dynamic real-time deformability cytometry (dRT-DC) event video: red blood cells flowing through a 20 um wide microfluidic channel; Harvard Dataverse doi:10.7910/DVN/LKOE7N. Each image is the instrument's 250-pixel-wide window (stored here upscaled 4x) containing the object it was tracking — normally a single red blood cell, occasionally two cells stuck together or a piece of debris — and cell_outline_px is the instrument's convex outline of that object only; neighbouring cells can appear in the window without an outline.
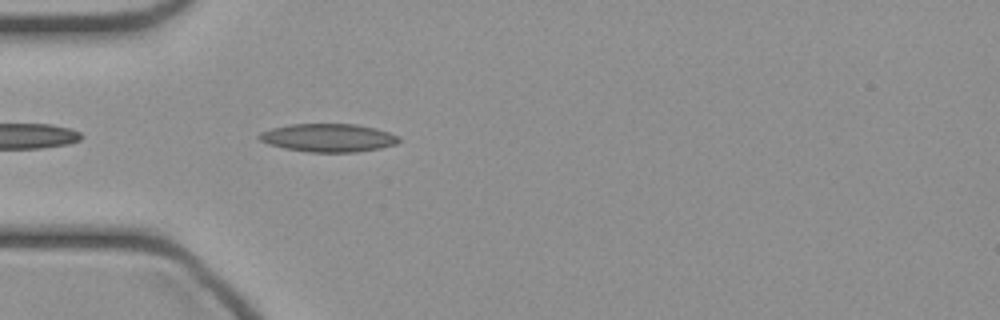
{"species": "common noctule bat (a hibernating species)", "species_latin": "Nyctalus noctula", "temperature_condition": "cold", "stored_images_in_passage": 11, "camera_frame_rate_fps": 3000, "um_per_image_px": 0.085, "animal": {"sex": "female", "body_mass_g": 21.9}, "frame": {"image": 1, "passage_image": 2, "time_ms": 0.333, "image_size_px": [1000, 320], "cell_outline_px": [[400, 140], [396, 144], [380, 148], [356, 152], [308, 152], [284, 148], [268, 144], [260, 140], [256, 136], [260, 132], [272, 128], [288, 124], [356, 124], [376, 128], [400, 136]], "centroid_in_image_um": [27.89, 11.71], "position_along_channel_um": 57.1, "area_um2": 23.06}}
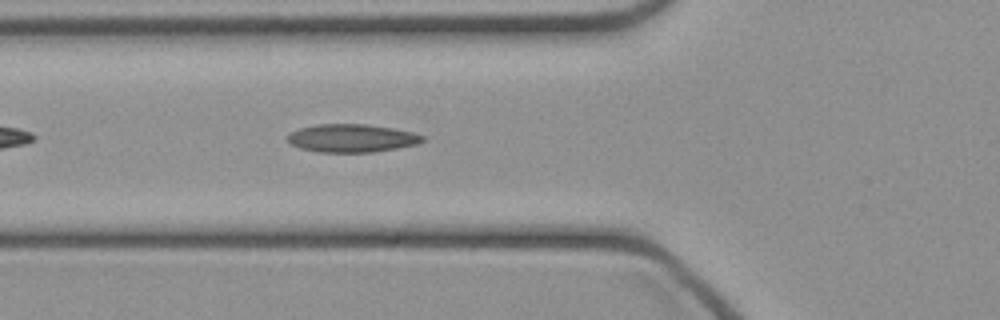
{"frame": {"image": 2, "passage_image": 5, "time_ms": 1.333, "image_size_px": [1000, 320], "cell_outline_px": [[424, 140], [420, 144], [372, 152], [320, 152], [300, 148], [292, 144], [288, 140], [288, 132], [300, 128], [316, 124], [368, 124], [392, 128], [412, 132], [424, 136]], "centroid_in_image_um": [29.91, 11.74], "position_along_channel_um": 95.9, "area_um2": 22.08}}
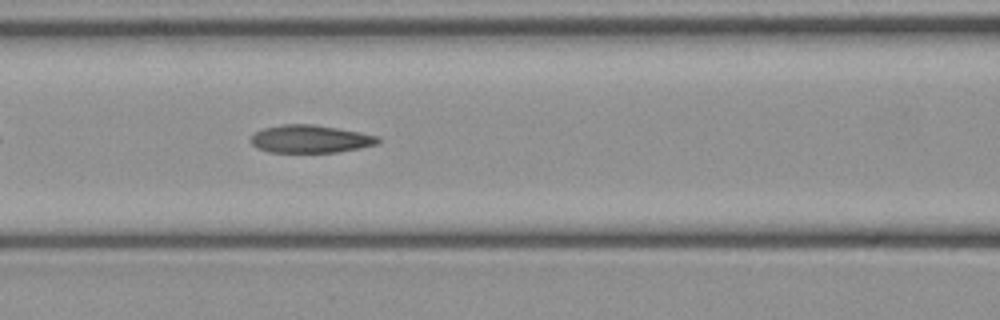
{"frame": {"image": 3, "passage_image": 8, "time_ms": 2.333, "image_size_px": [1000, 320], "cell_outline_px": [[380, 144], [360, 148], [336, 152], [268, 152], [256, 148], [248, 140], [256, 132], [264, 128], [280, 124], [312, 124], [360, 132], [380, 136]], "centroid_in_image_um": [26.38, 11.81], "position_along_channel_um": 140.2, "area_um2": 20.75}}